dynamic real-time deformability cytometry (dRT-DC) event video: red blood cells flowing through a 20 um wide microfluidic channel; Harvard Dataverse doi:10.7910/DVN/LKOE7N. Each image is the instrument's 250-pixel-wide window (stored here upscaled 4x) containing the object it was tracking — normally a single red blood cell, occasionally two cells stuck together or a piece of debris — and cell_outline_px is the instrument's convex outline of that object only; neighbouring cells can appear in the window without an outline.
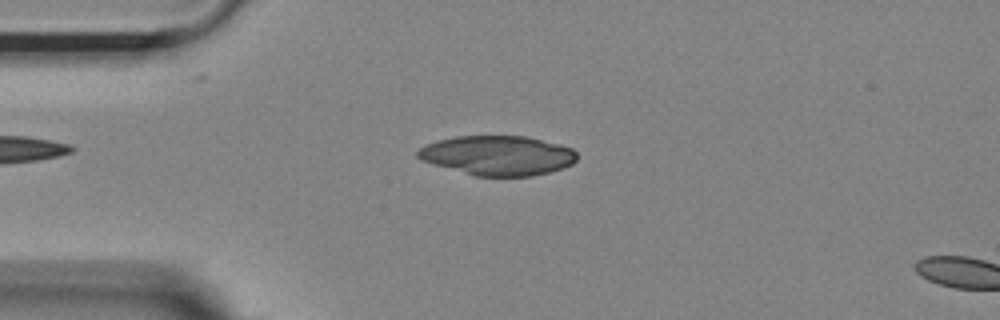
{"species": "Egyptian fruit bat (a non-hibernating species)", "species_latin": "Rousettus aegyptiacus", "temperature_condition": "room temperature", "stored_images_in_passage": 4, "camera_frame_rate_fps": 3000, "um_per_image_px": 0.085, "animal": {"sex": "female"}, "frame": {"image": 1, "passage_image": 2, "time_ms": 0.333, "image_size_px": [1000, 320], "cell_outline_px": [[576, 160], [572, 164], [564, 168], [532, 176], [476, 176], [432, 164], [420, 160], [416, 156], [416, 152], [420, 148], [436, 140], [456, 136], [524, 136], [560, 144], [572, 148], [576, 152]], "centroid_in_image_um": [42.29, 13.21], "position_along_channel_um": 42.7, "area_um2": 36.76}}